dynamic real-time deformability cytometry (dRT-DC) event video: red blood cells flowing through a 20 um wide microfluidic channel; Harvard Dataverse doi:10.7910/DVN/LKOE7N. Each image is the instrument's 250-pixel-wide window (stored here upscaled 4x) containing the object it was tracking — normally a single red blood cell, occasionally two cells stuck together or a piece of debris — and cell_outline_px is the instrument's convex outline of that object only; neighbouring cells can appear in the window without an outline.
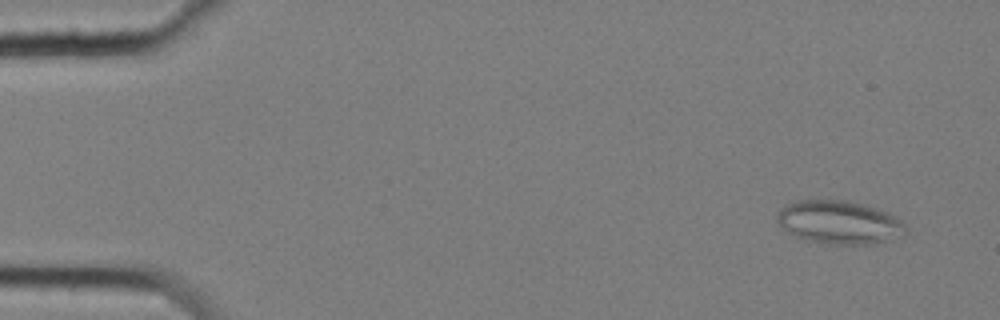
{"species": "common noctule bat (a hibernating species)", "species_latin": "Nyctalus noctula", "temperature_condition": "cold", "stored_images_in_passage": 22, "camera_frame_rate_fps": 3000, "um_per_image_px": 0.085, "animal": {"sex": "female", "body_mass_g": 25.1}, "frame": {"image": 1, "passage_image": 4, "time_ms": 1.0, "image_size_px": [1000, 320], "cell_outline_px": [[908, 232], [904, 236], [864, 244], [828, 244], [804, 240], [788, 232], [776, 220], [776, 216], [780, 208], [784, 204], [796, 200], [848, 200], [876, 208], [888, 212], [896, 216], [908, 228]], "centroid_in_image_um": [71.32, 18.88], "position_along_channel_um": 13.7, "area_um2": 32.6}}